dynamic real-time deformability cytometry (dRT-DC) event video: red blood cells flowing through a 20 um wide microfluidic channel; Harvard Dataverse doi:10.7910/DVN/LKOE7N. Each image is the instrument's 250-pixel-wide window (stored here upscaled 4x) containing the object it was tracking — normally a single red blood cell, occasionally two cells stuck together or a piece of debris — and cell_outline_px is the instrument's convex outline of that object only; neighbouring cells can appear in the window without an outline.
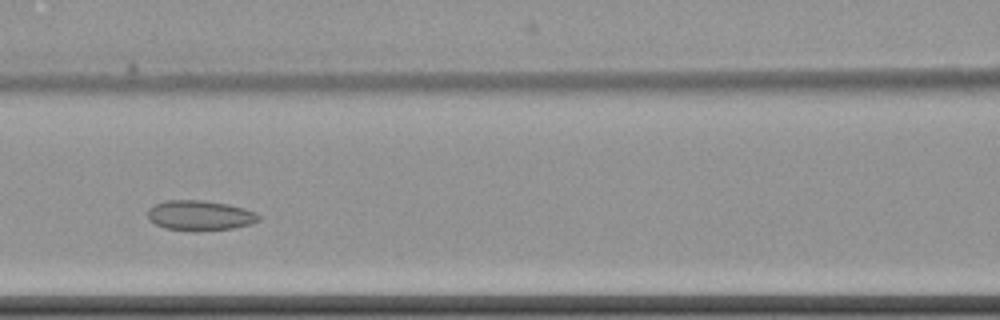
{"species": "common noctule bat (a hibernating species)", "species_latin": "Nyctalus noctula", "temperature_condition": "cold", "stored_images_in_passage": 14, "camera_frame_rate_fps": 3000, "um_per_image_px": 0.085, "animal": {"sex": "female", "body_mass_g": 22.7, "forearm_length_mm": 54.2}, "frame": {"image": 1, "passage_image": 5, "time_ms": 5.667, "image_size_px": [1000, 320], "cell_outline_px": [[260, 220], [252, 224], [232, 228], [164, 228], [148, 220], [148, 208], [152, 204], [168, 200], [204, 200], [228, 204], [244, 208], [256, 212], [260, 216]], "centroid_in_image_um": [16.99, 18.26], "position_along_channel_um": 149.6, "area_um2": 18.84}}
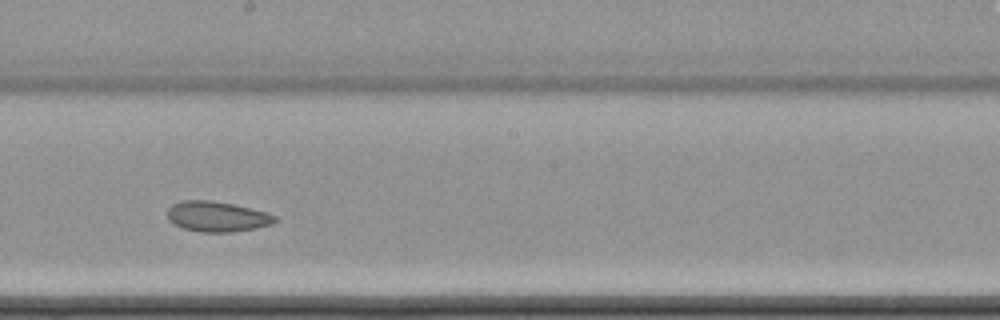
{"frame": {"image": 2, "passage_image": 7, "time_ms": 8.0, "image_size_px": [1000, 320], "cell_outline_px": [[276, 220], [272, 224], [232, 232], [200, 232], [184, 228], [172, 224], [168, 220], [168, 208], [172, 204], [180, 200], [212, 200], [232, 204], [264, 212], [276, 216]], "centroid_in_image_um": [18.38, 18.4], "position_along_channel_um": 229.8, "area_um2": 18.84}}
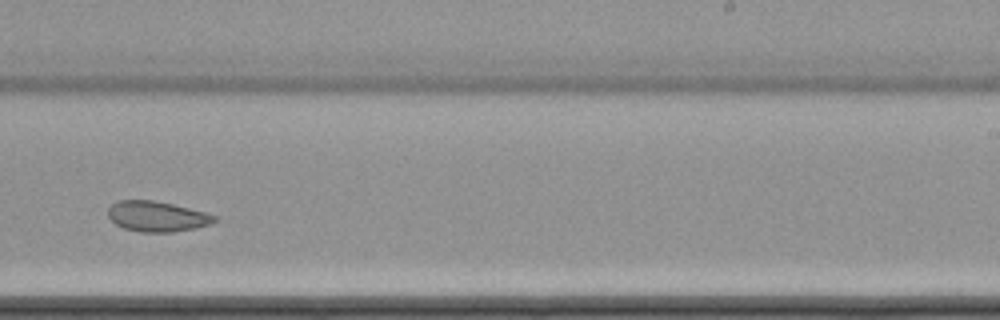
{"frame": {"image": 3, "passage_image": 8, "time_ms": 9.333, "image_size_px": [1000, 320], "cell_outline_px": [[216, 220], [212, 224], [196, 228], [172, 232], [140, 232], [124, 228], [116, 224], [108, 216], [108, 208], [116, 200], [152, 200], [172, 204], [204, 212], [216, 216]], "centroid_in_image_um": [13.33, 18.4], "position_along_channel_um": 275.7, "area_um2": 18.79}, "authors_computed_cell_mechanics": {"area_um2": 21.1259, "velocity_mm_per_s": 3.4476, "shape_relaxation_time_tau1_ms": null, "shape_relaxation_time_tau2_ms": 9.0251, "deformation_change_tau1": null, "deformation_change_tau2": 0.1153}}